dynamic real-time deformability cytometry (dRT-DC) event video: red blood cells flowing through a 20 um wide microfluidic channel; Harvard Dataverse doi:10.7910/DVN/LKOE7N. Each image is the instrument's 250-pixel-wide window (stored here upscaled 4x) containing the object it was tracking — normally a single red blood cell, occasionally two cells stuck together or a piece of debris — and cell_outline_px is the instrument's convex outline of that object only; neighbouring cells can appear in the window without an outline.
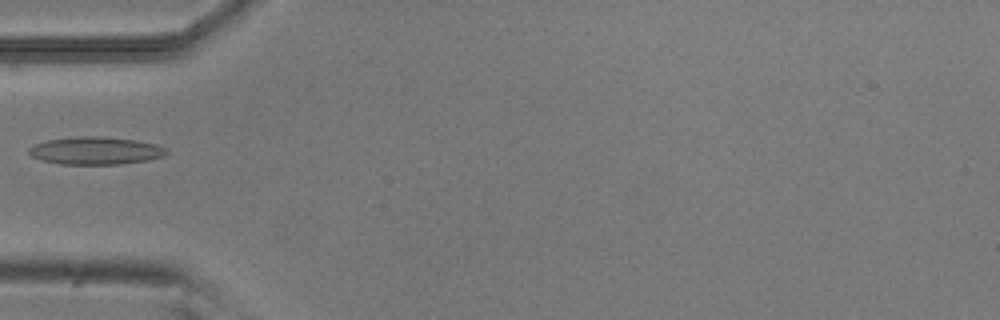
{"species": "common noctule bat (a hibernating species)", "species_latin": "Nyctalus noctula", "temperature_condition": "room temperature", "stored_images_in_passage": 35, "camera_frame_rate_fps": 3000, "um_per_image_px": 0.085, "animal": {"sex": "male", "body_mass_g": 20.5, "forearm_length_mm": 52.5}, "frame": {"image": 1, "passage_image": 1, "time_ms": 0.0, "image_size_px": [1000, 320], "cell_outline_px": [[168, 152], [164, 156], [148, 160], [120, 164], [60, 164], [40, 160], [32, 156], [28, 152], [28, 148], [32, 144], [48, 140], [80, 136], [104, 136], [136, 140], [156, 144], [164, 148]], "centroid_in_image_um": [8.1, 12.8], "position_along_channel_um": 76.9, "area_um2": 22.25}}
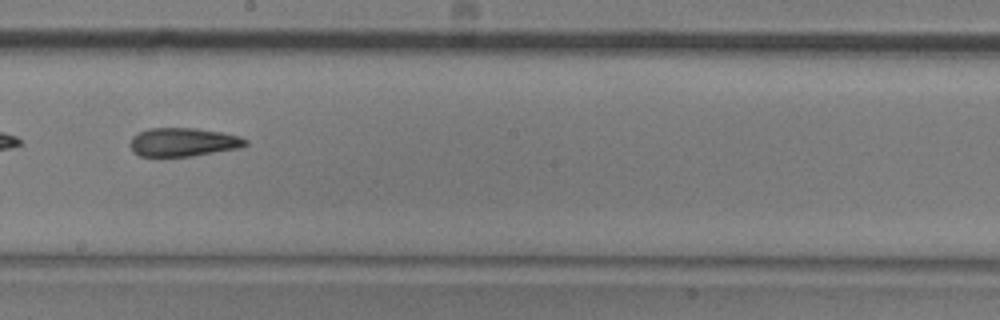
{"frame": {"image": 2, "passage_image": 13, "time_ms": 4.0, "image_size_px": [1000, 320], "cell_outline_px": [[248, 144], [240, 148], [192, 156], [140, 156], [132, 152], [128, 144], [132, 136], [148, 128], [196, 128], [220, 132], [240, 136], [248, 140]], "centroid_in_image_um": [15.55, 12.08], "position_along_channel_um": 232.6, "area_um2": 19.36}}
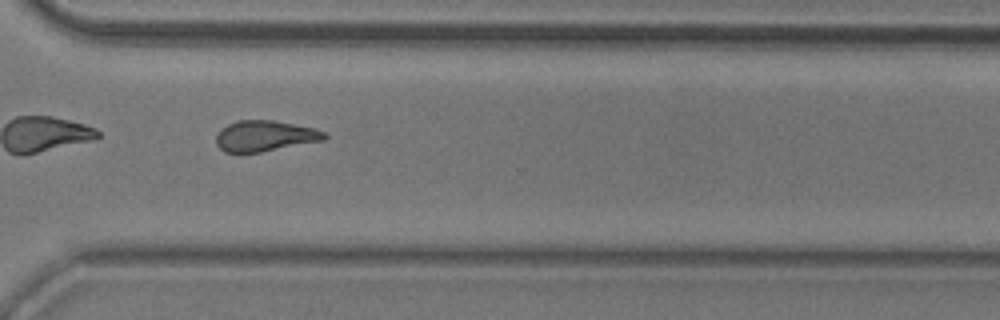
{"frame": {"image": 3, "passage_image": 22, "time_ms": 7.0, "image_size_px": [1000, 320], "cell_outline_px": [[328, 136], [324, 140], [260, 152], [224, 152], [216, 144], [216, 136], [228, 124], [236, 120], [272, 120], [316, 128], [324, 132]], "centroid_in_image_um": [22.53, 11.55], "position_along_channel_um": 348.1, "area_um2": 19.25}}